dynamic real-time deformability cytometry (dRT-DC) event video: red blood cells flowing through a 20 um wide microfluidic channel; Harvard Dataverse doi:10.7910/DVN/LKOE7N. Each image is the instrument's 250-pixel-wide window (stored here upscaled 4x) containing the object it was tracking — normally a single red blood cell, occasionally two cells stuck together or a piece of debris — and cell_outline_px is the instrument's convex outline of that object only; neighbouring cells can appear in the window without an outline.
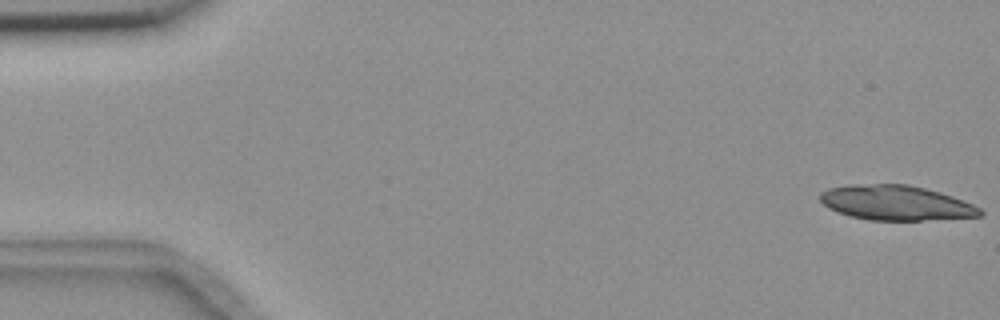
{"species": "common noctule bat (a hibernating species)", "species_latin": "Nyctalus noctula", "temperature_condition": "room temperature", "stored_images_in_passage": 16, "camera_frame_rate_fps": 3000, "um_per_image_px": 0.085, "animal": {"sex": "female", "body_mass_g": 18.4}, "frame": {"image": 1, "passage_image": 1, "time_ms": 0.0, "image_size_px": [1000, 320], "cell_outline_px": [[984, 212], [980, 216], [920, 220], [868, 220], [848, 216], [828, 208], [820, 200], [820, 192], [828, 188], [848, 184], [908, 184], [940, 192], [964, 200], [980, 208]], "centroid_in_image_um": [76.12, 17.23], "position_along_channel_um": 8.9, "area_um2": 32.54}}